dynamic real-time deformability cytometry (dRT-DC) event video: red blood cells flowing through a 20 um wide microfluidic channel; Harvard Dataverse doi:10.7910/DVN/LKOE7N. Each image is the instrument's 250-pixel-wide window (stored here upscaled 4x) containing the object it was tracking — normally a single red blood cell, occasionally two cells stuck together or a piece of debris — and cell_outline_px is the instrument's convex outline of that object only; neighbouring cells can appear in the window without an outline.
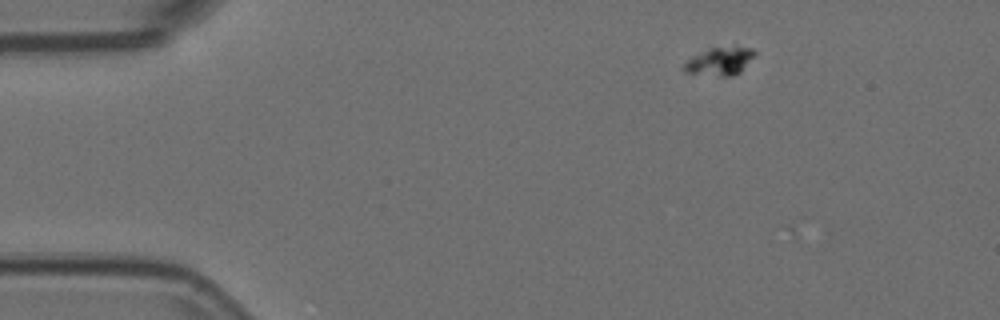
{"species": "Egyptian fruit bat (a non-hibernating species)", "species_latin": "Rousettus aegyptiacus", "temperature_condition": "room temperature", "stored_images_in_passage": 25, "camera_frame_rate_fps": 3000, "um_per_image_px": 0.085, "animal": {"sex": "female"}, "frame": {"image": 1, "passage_image": 1, "time_ms": 0.0, "image_size_px": [1000, 320], "cell_outline_px": [[756, 52], [740, 72], [732, 76], [720, 76], [684, 72], [684, 64], [692, 56], [708, 48], [736, 44], [752, 48]], "centroid_in_image_um": [61.21, 5.16], "position_along_channel_um": 23.8, "area_um2": 11.73}}
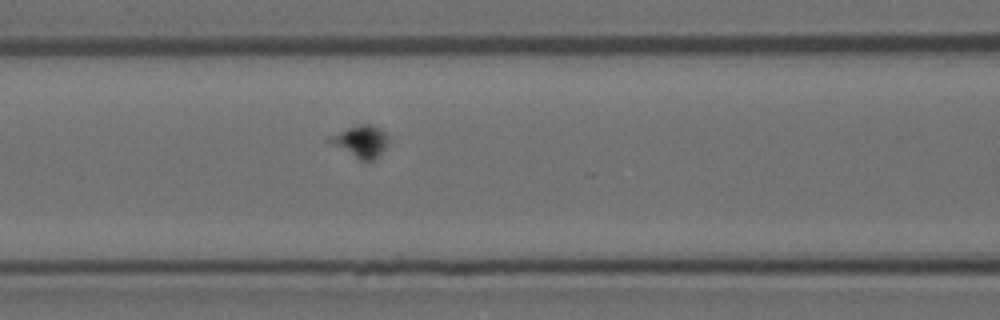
{"frame": {"image": 2, "passage_image": 17, "time_ms": 5.333, "image_size_px": [1000, 320], "cell_outline_px": [[388, 144], [372, 160], [360, 160], [324, 140], [324, 136], [360, 124], [372, 124], [380, 128], [388, 136]], "centroid_in_image_um": [30.59, 11.98], "position_along_channel_um": 136.0, "area_um2": 10.98}}
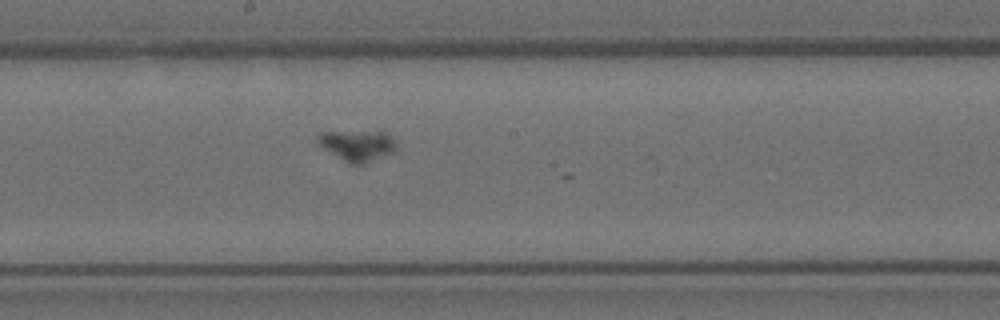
{"frame": {"image": 3, "passage_image": 24, "time_ms": 7.667, "image_size_px": [1000, 320], "cell_outline_px": [[396, 148], [392, 152], [364, 164], [352, 164], [344, 160], [316, 144], [316, 136], [320, 132], [384, 132], [392, 136], [396, 140]], "centroid_in_image_um": [30.36, 12.35], "position_along_channel_um": 217.8, "area_um2": 13.99}}